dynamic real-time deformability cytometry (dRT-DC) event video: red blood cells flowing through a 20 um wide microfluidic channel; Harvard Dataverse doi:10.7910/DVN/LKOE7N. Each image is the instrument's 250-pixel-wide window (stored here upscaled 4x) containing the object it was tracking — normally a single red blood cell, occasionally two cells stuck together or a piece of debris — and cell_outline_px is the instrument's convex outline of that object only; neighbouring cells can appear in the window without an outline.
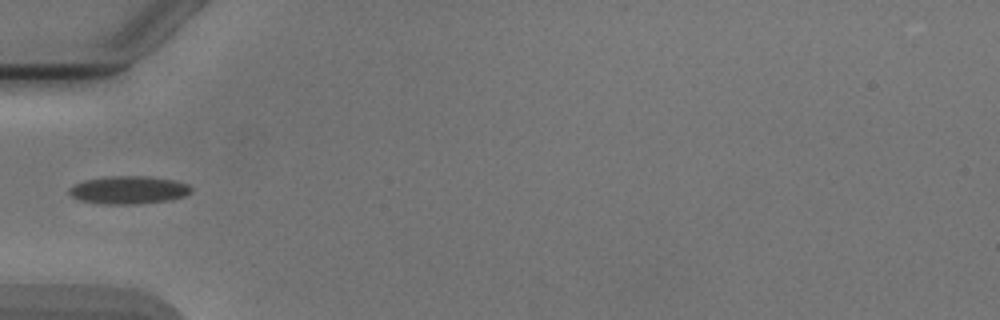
{"species": "Egyptian fruit bat (a non-hibernating species)", "species_latin": "Rousettus aegyptiacus", "temperature_condition": "cold", "stored_images_in_passage": 6, "camera_frame_rate_fps": 3000, "um_per_image_px": 0.085, "animal": {"sex": "male"}, "frame": {"image": 1, "passage_image": 5, "time_ms": 5.0, "image_size_px": [1000, 320], "cell_outline_px": [[192, 192], [184, 196], [172, 200], [136, 204], [100, 204], [80, 200], [72, 196], [68, 192], [68, 188], [72, 184], [84, 180], [108, 176], [148, 176], [172, 180], [188, 184], [192, 188]], "centroid_in_image_um": [10.91, 16.15], "position_along_channel_um": 74.1, "area_um2": 20.06}}
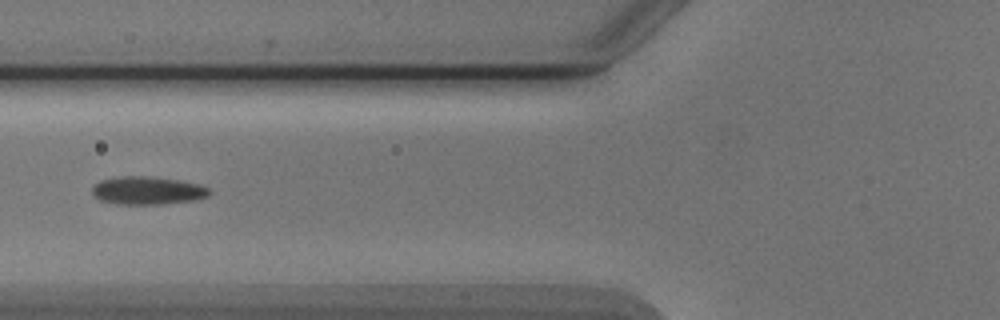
{"frame": {"image": 2, "passage_image": 6, "time_ms": 6.0, "image_size_px": [1000, 320], "cell_outline_px": [[212, 192], [208, 196], [192, 200], [160, 204], [116, 204], [100, 200], [92, 192], [92, 188], [100, 180], [124, 176], [144, 176], [176, 180], [200, 184], [208, 188]], "centroid_in_image_um": [12.54, 16.2], "position_along_channel_um": 113.3, "area_um2": 18.84}}